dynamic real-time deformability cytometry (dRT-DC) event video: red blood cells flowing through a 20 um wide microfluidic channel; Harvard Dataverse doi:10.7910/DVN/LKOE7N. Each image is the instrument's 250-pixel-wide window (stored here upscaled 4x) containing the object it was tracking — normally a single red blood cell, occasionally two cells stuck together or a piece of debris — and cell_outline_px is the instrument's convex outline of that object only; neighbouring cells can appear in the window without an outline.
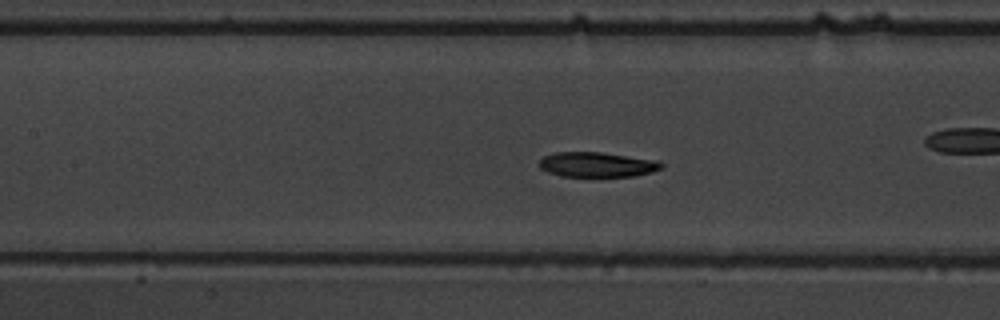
{"species": "common noctule bat (a hibernating species)", "species_latin": "Nyctalus noctula", "temperature_condition": "warm", "stored_images_in_passage": 54, "camera_frame_rate_fps": 3000, "um_per_image_px": 0.085, "animal": {"sex": "male", "body_mass_g": 19.5, "forearm_length_mm": 54.6}, "frame": {"image": 1, "passage_image": 24, "time_ms": 7.667, "image_size_px": [1000, 320], "cell_outline_px": [[664, 168], [652, 172], [636, 176], [560, 176], [548, 172], [540, 168], [536, 164], [544, 156], [556, 152], [600, 152], [660, 160], [664, 164]], "centroid_in_image_um": [50.78, 13.99], "position_along_channel_um": 156.6, "area_um2": 17.98}, "authors_computed_cell_mechanics": {"area_um2": 18.6405, "velocity_mm_per_s": 3.7333, "shape_relaxation_time_tau1_ms": 3.2258, "shape_relaxation_time_tau2_ms": null, "deformation_change_tau1": 0.1336, "deformation_change_tau2": null}}